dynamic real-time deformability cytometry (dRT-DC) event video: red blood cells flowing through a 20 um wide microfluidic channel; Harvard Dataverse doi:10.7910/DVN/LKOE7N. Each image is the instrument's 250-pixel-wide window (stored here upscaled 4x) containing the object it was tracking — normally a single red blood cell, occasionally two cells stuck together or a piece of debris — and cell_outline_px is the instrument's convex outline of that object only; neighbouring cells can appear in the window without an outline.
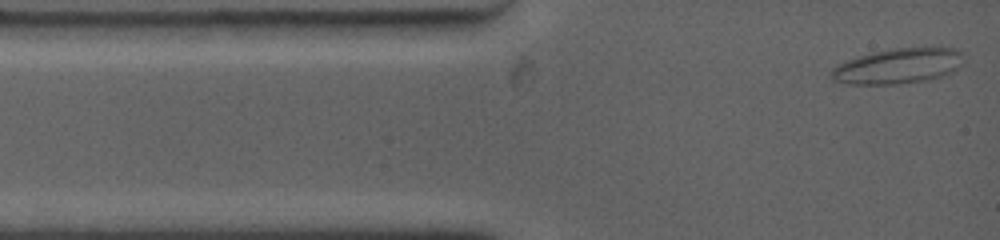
{"species": "common noctule bat (a hibernating species)", "species_latin": "Nyctalus noctula", "temperature_condition": "warm", "stored_images_in_passage": 32, "camera_frame_rate_fps": 4500, "um_per_image_px": 0.085, "animal": {"sex": "female", "body_mass_g": 19.0, "forearm_length_mm": 53.3}, "frame": {"image": 1, "passage_image": 1, "time_ms": 0.0, "image_size_px": [1000, 240], "cell_outline_px": [[960, 64], [952, 72], [928, 80], [896, 84], [848, 84], [832, 80], [832, 68], [836, 64], [872, 52], [892, 48], [956, 48], [960, 52]], "centroid_in_image_um": [76.28, 5.62], "position_along_channel_um": 8.7, "area_um2": 26.82}}
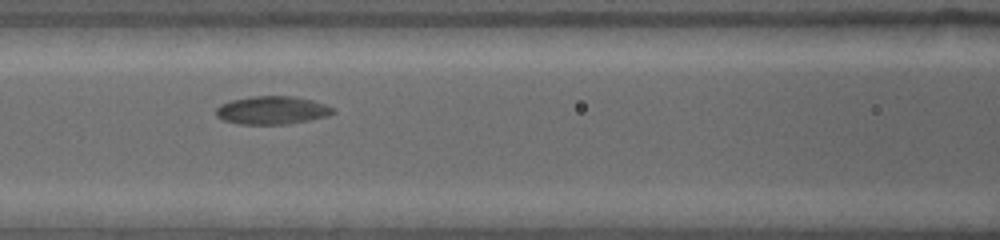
{"frame": {"image": 2, "passage_image": 13, "time_ms": 4.889, "image_size_px": [1000, 240], "cell_outline_px": [[336, 112], [328, 116], [312, 120], [288, 124], [240, 124], [224, 120], [216, 116], [216, 108], [220, 104], [232, 100], [252, 96], [296, 96], [312, 100], [324, 104], [332, 108]], "centroid_in_image_um": [23.14, 9.37], "position_along_channel_um": 143.5, "area_um2": 19.25}}
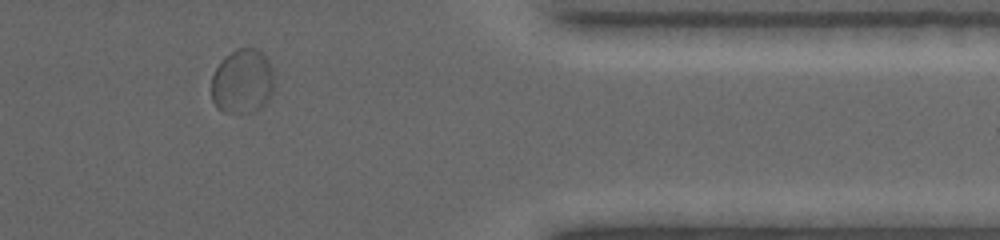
{"frame": {"image": 3, "passage_image": 28, "time_ms": 12.444, "image_size_px": [1000, 240], "cell_outline_px": [[276, 72], [272, 92], [268, 100], [256, 112], [224, 112], [216, 108], [212, 100], [212, 76], [216, 68], [224, 56], [236, 48], [256, 48], [268, 60]], "centroid_in_image_um": [20.63, 6.91], "position_along_channel_um": 390.8, "area_um2": 23.99}, "authors_computed_cell_mechanics": {"area_um2": 19.9988, "velocity_mm_per_s": 3.5799, "shape_relaxation_time_tau1_ms": 5.3819, "shape_relaxation_time_tau2_ms": null, "deformation_change_tau1": 0.0808, "deformation_change_tau2": null}}